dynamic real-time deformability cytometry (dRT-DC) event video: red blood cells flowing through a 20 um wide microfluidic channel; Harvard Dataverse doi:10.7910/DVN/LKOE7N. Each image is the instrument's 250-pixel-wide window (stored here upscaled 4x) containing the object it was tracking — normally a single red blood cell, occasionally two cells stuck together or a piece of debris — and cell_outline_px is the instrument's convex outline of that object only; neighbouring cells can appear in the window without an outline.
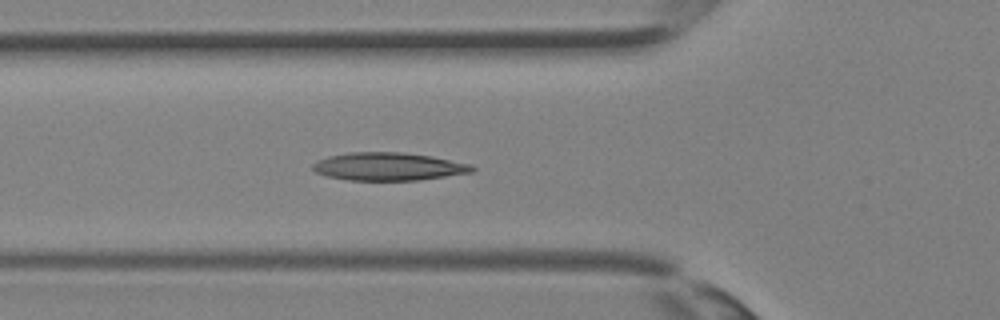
{"species": "Egyptian fruit bat (a non-hibernating species)", "species_latin": "Rousettus aegyptiacus", "temperature_condition": "room temperature", "stored_images_in_passage": 36, "camera_frame_rate_fps": 3000, "um_per_image_px": 0.085, "animal": {"sex": "female"}, "frame": {"image": 1, "passage_image": 12, "time_ms": 3.667, "image_size_px": [1000, 320], "cell_outline_px": [[476, 168], [472, 172], [420, 180], [348, 180], [328, 176], [316, 172], [312, 168], [312, 164], [316, 160], [328, 156], [348, 152], [404, 152], [432, 156], [472, 164]], "centroid_in_image_um": [33.02, 14.14], "position_along_channel_um": 92.8, "area_um2": 26.07}}
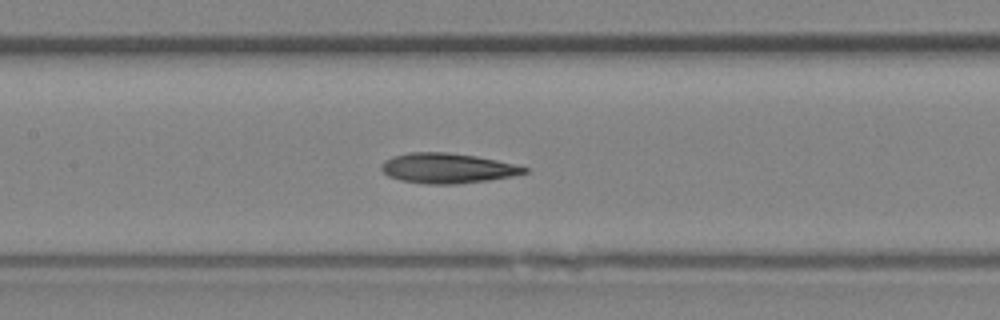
{"frame": {"image": 2, "passage_image": 16, "time_ms": 5.0, "image_size_px": [1000, 320], "cell_outline_px": [[528, 172], [488, 180], [456, 184], [428, 184], [400, 180], [388, 176], [380, 168], [380, 164], [384, 160], [392, 156], [408, 152], [448, 152], [476, 156], [496, 160], [528, 168]], "centroid_in_image_um": [37.95, 14.29], "position_along_channel_um": 169.4, "area_um2": 24.91}}
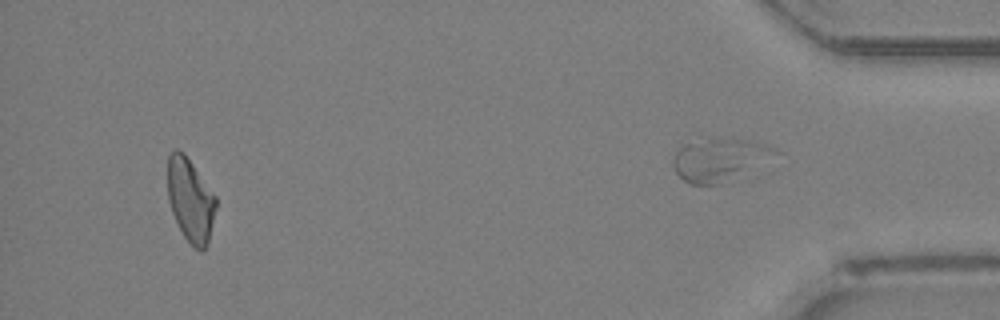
{"frame": {"image": 3, "passage_image": 33, "time_ms": 10.667, "image_size_px": [1000, 320], "cell_outline_px": [[216, 208], [208, 244], [200, 252], [184, 236], [172, 212], [168, 200], [168, 156], [176, 148], [184, 152], [216, 196]], "centroid_in_image_um": [16.19, 16.98], "position_along_channel_um": 419.0, "area_um2": 23.29}}